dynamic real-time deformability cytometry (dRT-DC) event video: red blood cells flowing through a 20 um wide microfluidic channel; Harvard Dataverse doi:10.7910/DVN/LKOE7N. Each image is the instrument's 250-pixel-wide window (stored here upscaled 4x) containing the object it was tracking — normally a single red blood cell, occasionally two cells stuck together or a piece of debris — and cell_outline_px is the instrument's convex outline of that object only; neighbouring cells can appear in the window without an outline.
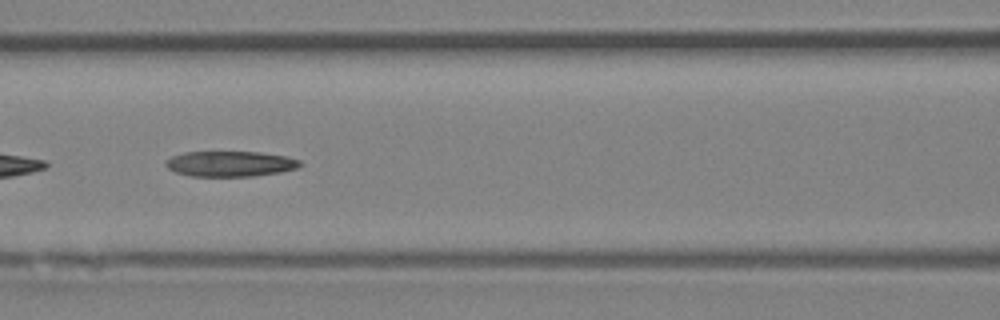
{"species": "Egyptian fruit bat (a non-hibernating species)", "species_latin": "Rousettus aegyptiacus", "temperature_condition": "room temperature", "stored_images_in_passage": 48, "camera_frame_rate_fps": 3000, "um_per_image_px": 0.085, "animal": {"sex": "female"}, "frame": {"image": 1, "passage_image": 21, "time_ms": 6.667, "image_size_px": [1000, 320], "cell_outline_px": [[304, 164], [296, 168], [280, 172], [252, 176], [192, 176], [176, 172], [168, 168], [164, 164], [164, 160], [172, 156], [184, 152], [260, 152], [284, 156], [300, 160]], "centroid_in_image_um": [19.55, 13.92], "position_along_channel_um": 147.1, "area_um2": 19.88}}
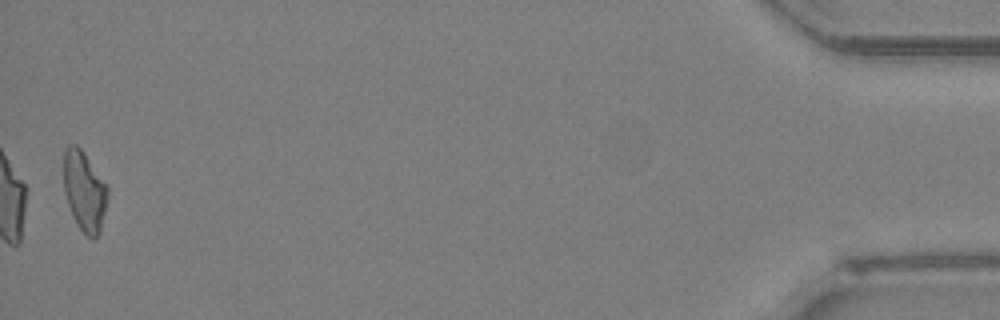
{"frame": {"image": 2, "passage_image": 48, "time_ms": 15.667, "image_size_px": [1000, 320], "cell_outline_px": [[108, 196], [100, 232], [92, 240], [80, 228], [72, 216], [64, 192], [64, 148], [68, 144], [76, 144], [80, 148], [108, 188]], "centroid_in_image_um": [7.15, 16.25], "position_along_channel_um": 428.0, "area_um2": 20.17}}